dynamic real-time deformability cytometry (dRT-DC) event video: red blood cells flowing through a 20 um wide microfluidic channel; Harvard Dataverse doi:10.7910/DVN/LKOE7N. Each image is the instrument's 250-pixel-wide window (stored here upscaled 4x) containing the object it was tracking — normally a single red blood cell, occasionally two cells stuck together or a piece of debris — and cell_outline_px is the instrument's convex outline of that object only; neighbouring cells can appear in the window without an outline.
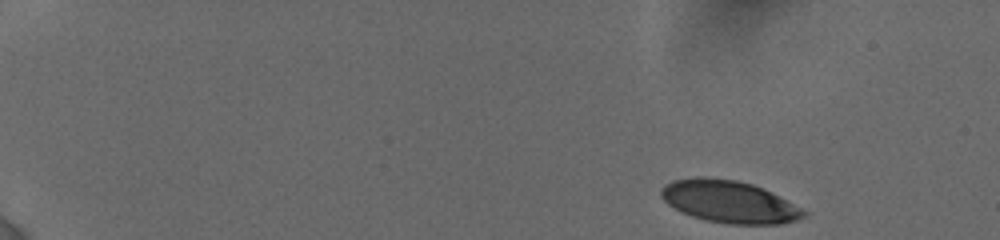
{"species": "human", "species_latin": "Homo sapiens", "temperature_condition": "cold", "stored_images_in_passage": 6, "camera_frame_rate_fps": 3000, "um_per_image_px": 0.085, "donor": {"sex": "female"}, "frame": {"image": 1, "passage_image": 1, "time_ms": 0.0, "image_size_px": [1000, 240], "cell_outline_px": [[808, 216], [796, 220], [780, 224], [728, 224], [704, 220], [680, 212], [668, 204], [660, 196], [660, 188], [664, 184], [672, 180], [696, 176], [704, 176], [736, 180], [752, 184], [808, 212]], "centroid_in_image_um": [61.9, 17.14], "position_along_channel_um": 23.1, "area_um2": 35.03}}
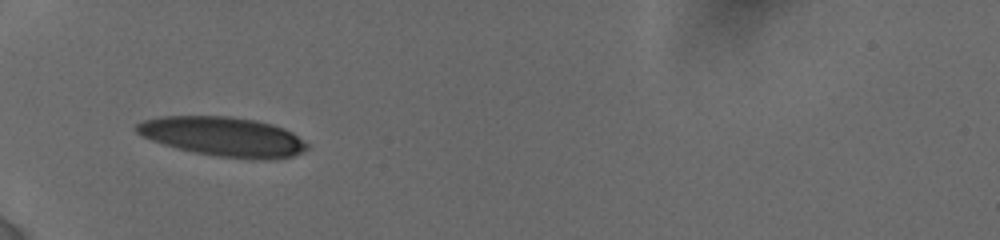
{"frame": {"image": 2, "passage_image": 5, "time_ms": 4.667, "image_size_px": [1000, 240], "cell_outline_px": [[308, 148], [304, 152], [292, 156], [268, 160], [252, 160], [220, 156], [196, 152], [164, 144], [152, 140], [136, 132], [136, 124], [144, 120], [164, 116], [228, 116], [256, 120], [272, 124], [284, 128], [292, 132], [308, 144]], "centroid_in_image_um": [19.03, 11.61], "position_along_channel_um": 66.0, "area_um2": 38.96}}